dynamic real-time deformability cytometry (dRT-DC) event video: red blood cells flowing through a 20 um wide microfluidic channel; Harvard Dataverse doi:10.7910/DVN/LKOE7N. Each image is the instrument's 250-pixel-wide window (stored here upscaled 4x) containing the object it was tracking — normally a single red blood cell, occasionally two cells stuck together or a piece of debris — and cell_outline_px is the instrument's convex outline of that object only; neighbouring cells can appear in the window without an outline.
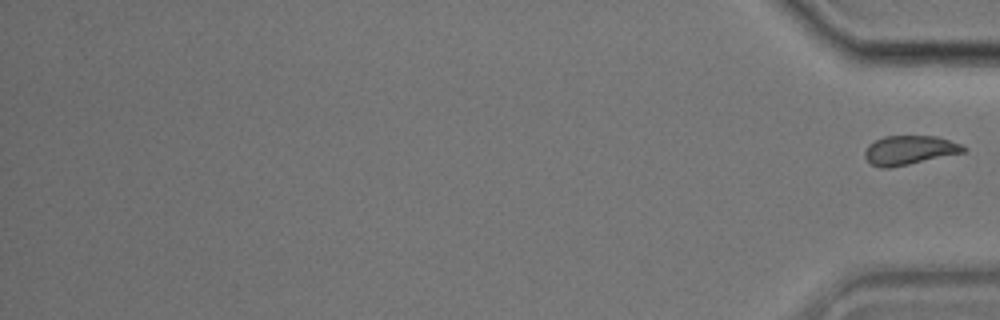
{"species": "common noctule bat (a hibernating species)", "species_latin": "Nyctalus noctula", "temperature_condition": "cold", "stored_images_in_passage": 16, "segment_of_instrument_passage": [2, 2], "camera_frame_rate_fps": 3000, "um_per_image_px": 0.085, "animal": {"sex": "male", "body_mass_g": 17.9}, "frame": {"image": 1, "passage_image": 16, "time_ms": 5.0, "image_size_px": [1000, 320], "cell_outline_px": [[968, 148], [964, 152], [908, 164], [888, 168], [880, 168], [872, 164], [864, 156], [864, 152], [868, 144], [884, 136], [936, 136], [960, 144]], "centroid_in_image_um": [77.27, 12.76], "position_along_channel_um": 357.9, "area_um2": 16.53}}